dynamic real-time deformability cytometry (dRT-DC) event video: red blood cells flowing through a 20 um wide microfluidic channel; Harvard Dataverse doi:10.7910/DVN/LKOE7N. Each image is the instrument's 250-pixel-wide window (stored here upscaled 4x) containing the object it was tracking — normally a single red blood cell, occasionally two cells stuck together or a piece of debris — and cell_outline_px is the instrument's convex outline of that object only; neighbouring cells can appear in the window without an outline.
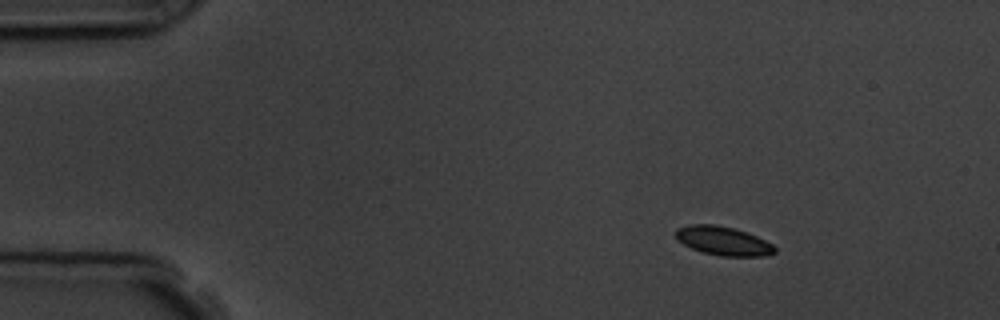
{"species": "common noctule bat (a hibernating species)", "species_latin": "Nyctalus noctula", "temperature_condition": "room temperature", "stored_images_in_passage": 6, "camera_frame_rate_fps": 3000, "um_per_image_px": 0.085, "animal": {"sex": "male", "body_mass_g": 19.5, "forearm_length_mm": 54.6}, "frame": {"image": 1, "passage_image": 1, "time_ms": 0.0, "image_size_px": [1000, 320], "cell_outline_px": [[776, 252], [764, 256], [720, 256], [704, 252], [692, 248], [676, 240], [676, 228], [688, 224], [716, 224], [732, 228], [756, 236], [772, 244], [776, 248]], "centroid_in_image_um": [61.44, 20.47], "position_along_channel_um": 23.6, "area_um2": 16.53}}
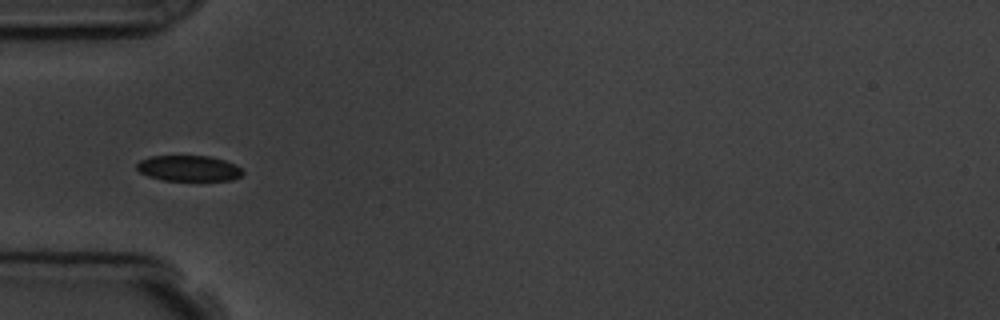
{"frame": {"image": 2, "passage_image": 4, "time_ms": 3.333, "image_size_px": [1000, 320], "cell_outline_px": [[244, 172], [240, 176], [232, 180], [160, 180], [148, 176], [140, 172], [136, 168], [136, 164], [140, 160], [148, 156], [208, 156], [224, 160], [236, 164]], "centroid_in_image_um": [16.02, 14.3], "position_along_channel_um": 69.0, "area_um2": 15.9}}